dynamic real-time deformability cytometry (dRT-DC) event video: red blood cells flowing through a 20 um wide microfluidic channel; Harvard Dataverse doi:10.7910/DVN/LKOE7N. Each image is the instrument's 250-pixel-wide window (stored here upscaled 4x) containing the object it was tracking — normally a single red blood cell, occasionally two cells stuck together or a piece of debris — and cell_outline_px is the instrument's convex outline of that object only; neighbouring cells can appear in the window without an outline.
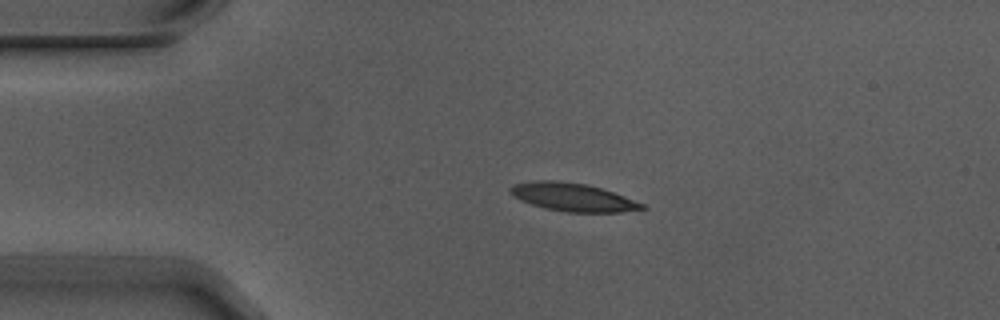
{"species": "Egyptian fruit bat (a non-hibernating species)", "species_latin": "Rousettus aegyptiacus", "temperature_condition": "warm", "stored_images_in_passage": 4, "camera_frame_rate_fps": 3000, "um_per_image_px": 0.085, "animal": {"sex": "male"}, "frame": {"image": 1, "passage_image": 3, "time_ms": 0.667, "image_size_px": [1000, 320], "cell_outline_px": [[648, 208], [620, 212], [568, 212], [544, 208], [520, 200], [512, 196], [508, 192], [508, 188], [512, 184], [536, 180], [552, 180], [588, 184], [624, 196], [644, 204]], "centroid_in_image_um": [48.63, 16.75], "position_along_channel_um": 36.4, "area_um2": 21.62}}